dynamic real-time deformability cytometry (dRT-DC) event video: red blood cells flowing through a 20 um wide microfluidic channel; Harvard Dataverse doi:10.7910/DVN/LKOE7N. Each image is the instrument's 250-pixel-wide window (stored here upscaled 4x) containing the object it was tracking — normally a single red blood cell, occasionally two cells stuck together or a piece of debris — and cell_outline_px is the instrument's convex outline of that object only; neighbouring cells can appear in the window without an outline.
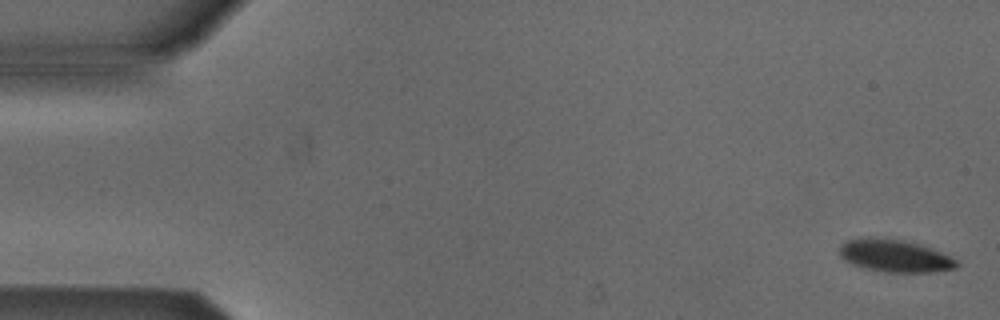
{"species": "Egyptian fruit bat (a non-hibernating species)", "species_latin": "Rousettus aegyptiacus", "temperature_condition": "cold", "stored_images_in_passage": 3, "camera_frame_rate_fps": 3000, "um_per_image_px": 0.085, "animal": {"sex": "male"}, "frame": {"image": 1, "passage_image": 1, "time_ms": 0.0, "image_size_px": [1000, 320], "cell_outline_px": [[960, 264], [956, 268], [936, 272], [884, 272], [852, 264], [844, 260], [840, 256], [840, 244], [848, 240], [864, 236], [880, 236], [904, 240], [932, 248], [956, 260]], "centroid_in_image_um": [76.04, 21.72], "position_along_channel_um": 9.0, "area_um2": 22.43}}